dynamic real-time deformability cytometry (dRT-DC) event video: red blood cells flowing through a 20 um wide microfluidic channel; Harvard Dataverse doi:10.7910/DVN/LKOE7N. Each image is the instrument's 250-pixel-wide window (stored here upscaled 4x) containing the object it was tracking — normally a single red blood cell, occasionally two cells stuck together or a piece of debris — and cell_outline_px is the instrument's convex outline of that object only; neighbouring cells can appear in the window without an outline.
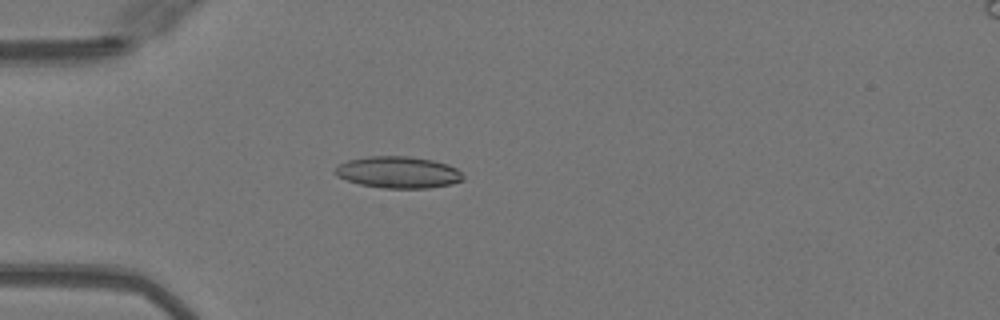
{"species": "Egyptian fruit bat (a non-hibernating species)", "species_latin": "Rousettus aegyptiacus", "temperature_condition": "warm", "stored_images_in_passage": 37, "camera_frame_rate_fps": 3000, "um_per_image_px": 0.085, "animal": {"sex": "female"}, "frame": {"image": 1, "passage_image": 7, "time_ms": 2.0, "image_size_px": [1000, 320], "cell_outline_px": [[464, 180], [452, 184], [428, 188], [384, 188], [360, 184], [336, 176], [332, 172], [336, 164], [348, 160], [368, 156], [408, 156], [432, 160], [448, 164], [456, 168], [464, 176]], "centroid_in_image_um": [33.82, 14.64], "position_along_channel_um": 51.2, "area_um2": 23.81}}
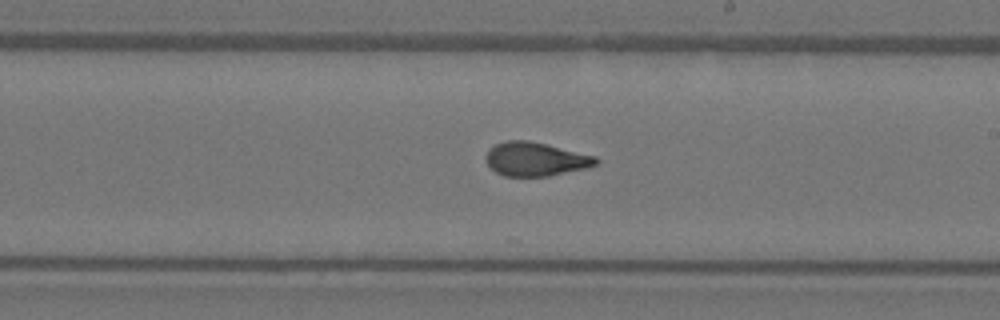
{"frame": {"image": 2, "passage_image": 22, "time_ms": 7.0, "image_size_px": [1000, 320], "cell_outline_px": [[600, 160], [596, 164], [588, 168], [548, 176], [504, 176], [496, 172], [488, 164], [484, 156], [488, 148], [496, 144], [508, 140], [528, 140], [596, 156]], "centroid_in_image_um": [45.51, 13.52], "position_along_channel_um": 243.5, "area_um2": 21.68}}
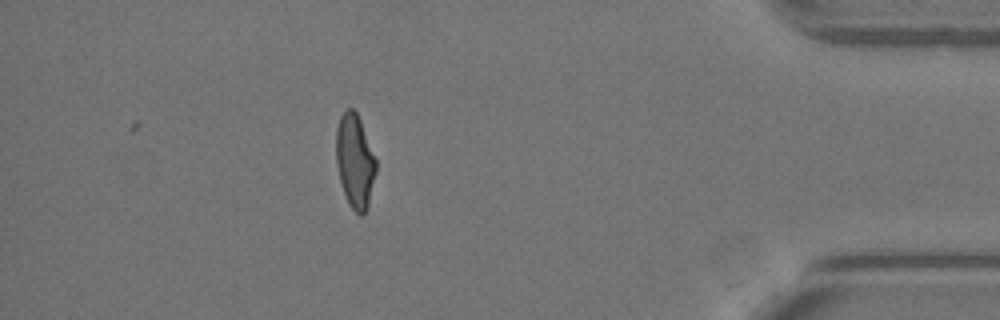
{"frame": {"image": 3, "passage_image": 37, "time_ms": 12.0, "image_size_px": [1000, 320], "cell_outline_px": [[376, 172], [368, 204], [364, 212], [360, 216], [348, 204], [340, 180], [336, 164], [336, 128], [340, 116], [348, 108], [352, 108], [356, 112], [360, 120], [376, 160]], "centroid_in_image_um": [30.15, 13.68], "position_along_channel_um": 405.0, "area_um2": 21.5}, "authors_computed_cell_mechanics": {"area_um2": 21.9062, "velocity_mm_per_s": 4.1002, "shape_relaxation_time_tau1_ms": 7.5129, "shape_relaxation_time_tau2_ms": 1.053, "deformation_change_tau1": 0.2223, "deformation_change_tau2": 0.082}}